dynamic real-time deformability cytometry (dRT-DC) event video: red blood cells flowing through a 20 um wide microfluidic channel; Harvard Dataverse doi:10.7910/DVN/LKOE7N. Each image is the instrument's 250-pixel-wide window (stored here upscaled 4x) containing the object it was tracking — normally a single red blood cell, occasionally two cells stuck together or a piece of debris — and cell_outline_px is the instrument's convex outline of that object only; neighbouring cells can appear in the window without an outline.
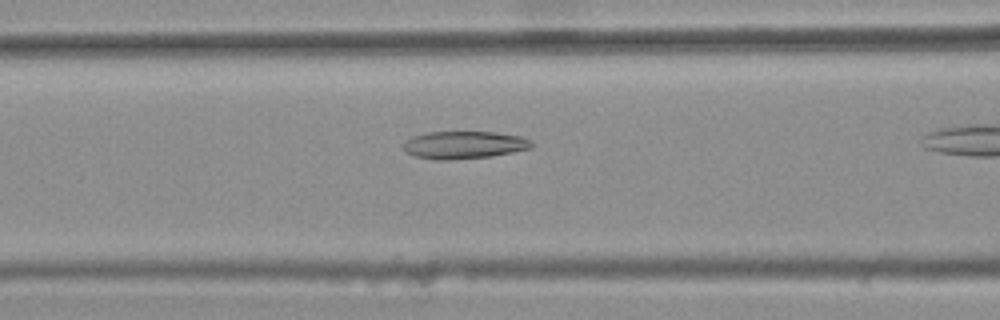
{"species": "common noctule bat (a hibernating species)", "species_latin": "Nyctalus noctula", "temperature_condition": "warm", "stored_images_in_passage": 8, "segment_of_instrument_passage": [2, 2], "camera_frame_rate_fps": 3000, "um_per_image_px": 0.085, "animal": {"sex": "female", "body_mass_g": 25.1}, "frame": {"image": 1, "passage_image": 7, "time_ms": 2.0, "image_size_px": [1000, 320], "cell_outline_px": [[532, 148], [492, 156], [448, 160], [436, 160], [416, 156], [404, 152], [404, 140], [412, 136], [428, 132], [496, 132], [520, 136], [528, 140], [532, 144]], "centroid_in_image_um": [39.4, 12.32], "position_along_channel_um": 127.2, "area_um2": 20.58}}